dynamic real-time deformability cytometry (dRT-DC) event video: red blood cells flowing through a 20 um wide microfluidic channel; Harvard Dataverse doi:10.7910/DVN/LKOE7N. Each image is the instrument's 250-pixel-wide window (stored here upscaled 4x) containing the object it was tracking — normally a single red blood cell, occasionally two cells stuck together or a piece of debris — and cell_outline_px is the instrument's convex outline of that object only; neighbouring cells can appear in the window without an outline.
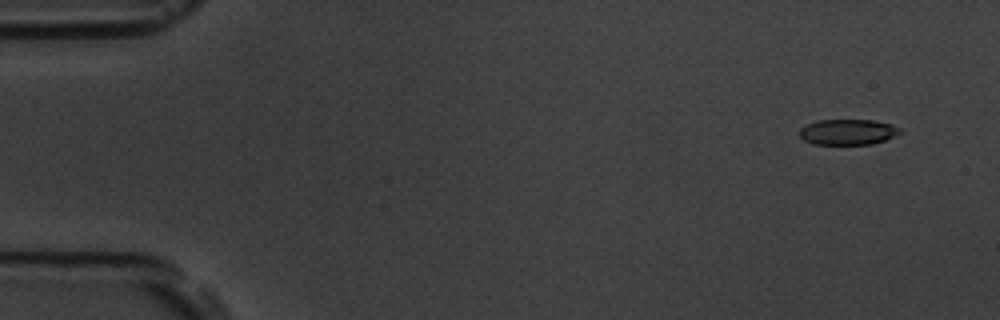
{"species": "common noctule bat (a hibernating species)", "species_latin": "Nyctalus noctula", "temperature_condition": "room temperature", "stored_images_in_passage": 4, "camera_frame_rate_fps": 3000, "um_per_image_px": 0.085, "animal": {"sex": "male", "body_mass_g": 19.5, "forearm_length_mm": 54.6}, "frame": {"image": 1, "passage_image": 1, "time_ms": 0.0, "image_size_px": [1000, 320], "cell_outline_px": [[900, 132], [884, 140], [872, 144], [812, 144], [804, 140], [800, 136], [800, 128], [816, 120], [872, 120], [892, 124], [900, 128]], "centroid_in_image_um": [72.04, 11.21], "position_along_channel_um": 13.0, "area_um2": 14.85}}
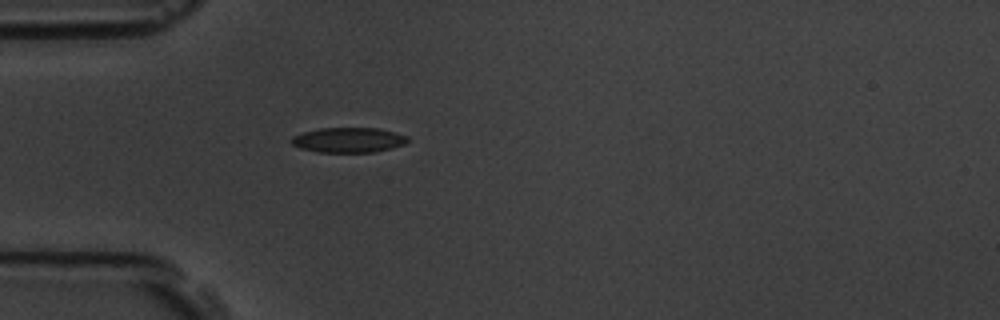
{"frame": {"image": 2, "passage_image": 4, "time_ms": 1.0, "image_size_px": [1000, 320], "cell_outline_px": [[408, 140], [404, 144], [392, 148], [376, 152], [316, 152], [300, 148], [292, 144], [288, 140], [292, 136], [304, 132], [320, 128], [380, 128], [396, 132], [408, 136]], "centroid_in_image_um": [29.61, 11.9], "position_along_channel_um": 55.4, "area_um2": 17.11}}